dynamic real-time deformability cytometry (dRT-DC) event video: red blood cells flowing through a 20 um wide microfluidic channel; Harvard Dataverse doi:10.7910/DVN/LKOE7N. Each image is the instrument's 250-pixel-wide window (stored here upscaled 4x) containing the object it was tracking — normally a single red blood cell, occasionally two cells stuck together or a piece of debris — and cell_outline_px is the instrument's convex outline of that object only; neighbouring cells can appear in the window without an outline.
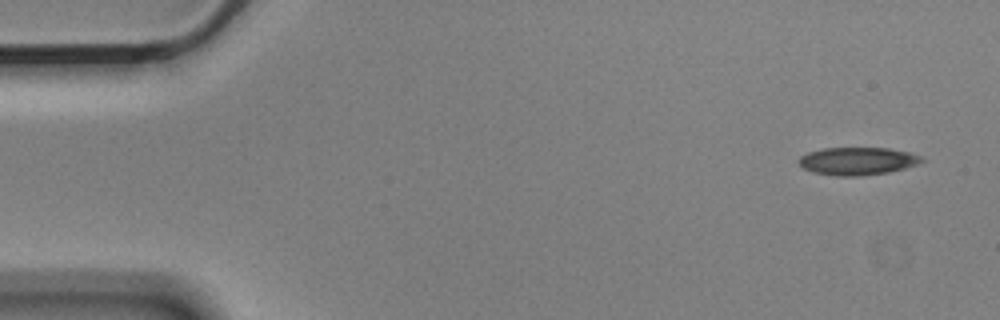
{"species": "Egyptian fruit bat (a non-hibernating species)", "species_latin": "Rousettus aegyptiacus", "temperature_condition": "cold", "stored_images_in_passage": 14, "camera_frame_rate_fps": 3000, "um_per_image_px": 0.085, "animal": {"sex": "male"}, "frame": {"image": 1, "passage_image": 1, "time_ms": 0.0, "image_size_px": [1000, 320], "cell_outline_px": [[924, 160], [916, 164], [904, 168], [888, 172], [856, 176], [836, 176], [812, 172], [804, 168], [796, 160], [800, 156], [808, 152], [824, 148], [888, 148], [908, 152], [920, 156]], "centroid_in_image_um": [72.83, 13.69], "position_along_channel_um": 12.2, "area_um2": 19.71}}
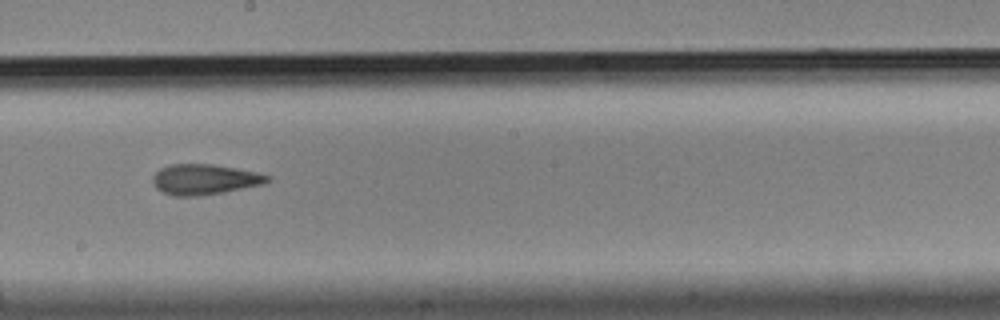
{"frame": {"image": 2, "passage_image": 8, "time_ms": 2.333, "image_size_px": [1000, 320], "cell_outline_px": [[272, 180], [264, 184], [224, 192], [196, 196], [172, 196], [156, 188], [152, 180], [152, 176], [160, 168], [168, 164], [212, 164], [236, 168], [256, 172], [272, 176]], "centroid_in_image_um": [17.4, 15.24], "position_along_channel_um": 230.8, "area_um2": 20.46}}
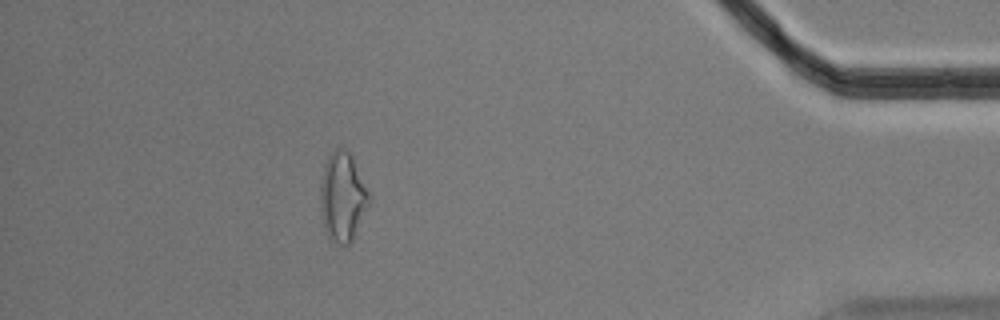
{"frame": {"image": 3, "passage_image": 13, "time_ms": 4.0, "image_size_px": [1000, 320], "cell_outline_px": [[372, 196], [352, 240], [348, 244], [340, 244], [328, 240], [324, 228], [320, 212], [320, 184], [324, 164], [328, 156], [336, 148], [344, 148], [352, 156]], "centroid_in_image_um": [29.1, 16.73], "position_along_channel_um": 406.1, "area_um2": 25.49}}